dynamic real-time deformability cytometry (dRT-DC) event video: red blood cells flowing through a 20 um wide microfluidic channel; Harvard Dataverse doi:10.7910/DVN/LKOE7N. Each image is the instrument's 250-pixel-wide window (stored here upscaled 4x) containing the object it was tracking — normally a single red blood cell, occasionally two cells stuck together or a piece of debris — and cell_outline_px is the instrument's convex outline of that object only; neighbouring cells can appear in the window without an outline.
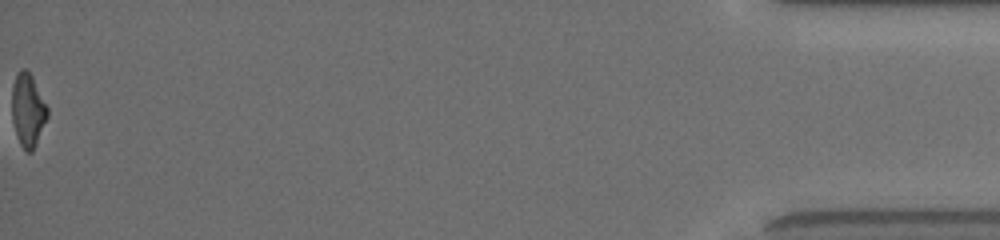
{"species": "common noctule bat (a hibernating species)", "species_latin": "Nyctalus noctula", "temperature_condition": "room temperature", "stored_images_in_passage": 97, "segment_of_instrument_passage": [2, 2], "camera_frame_rate_fps": 3000, "um_per_image_px": 0.085, "animal": {"sex": "female", "body_mass_g": 19.5, "forearm_length_mm": 54.1}, "frame": {"image": 1, "passage_image": 96, "time_ms": 17.667, "image_size_px": [1000, 240], "cell_outline_px": [[48, 116], [36, 144], [32, 152], [24, 152], [16, 136], [12, 120], [12, 84], [20, 68], [24, 68], [32, 76], [48, 108]], "centroid_in_image_um": [2.36, 9.38], "position_along_channel_um": 432.8, "area_um2": 15.2}}